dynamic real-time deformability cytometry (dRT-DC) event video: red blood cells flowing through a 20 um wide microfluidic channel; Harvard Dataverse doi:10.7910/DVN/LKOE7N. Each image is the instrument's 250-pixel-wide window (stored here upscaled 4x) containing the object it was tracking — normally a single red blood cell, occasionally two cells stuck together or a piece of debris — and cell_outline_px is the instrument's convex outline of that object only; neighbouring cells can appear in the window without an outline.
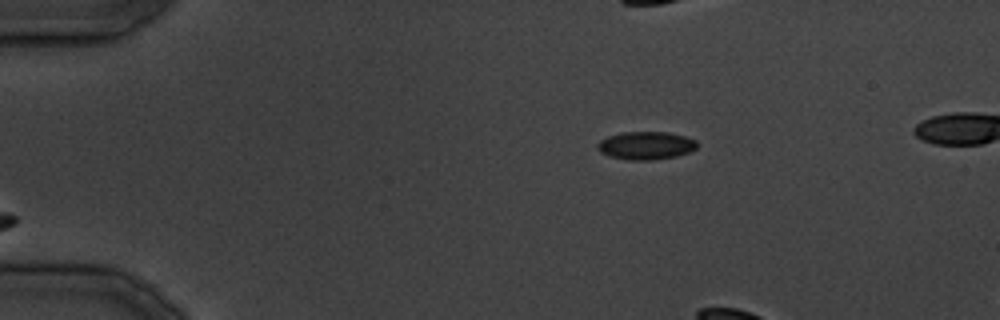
{"species": "common noctule bat (a hibernating species)", "species_latin": "Nyctalus noctula", "temperature_condition": "cold", "stored_images_in_passage": 5, "camera_frame_rate_fps": 3000, "um_per_image_px": 0.085, "animal": {"sex": "male", "body_mass_g": 19.5, "forearm_length_mm": 54.6}, "frame": {"image": 1, "passage_image": 1, "time_ms": 0.0, "image_size_px": [1000, 320], "cell_outline_px": [[696, 148], [688, 152], [676, 156], [652, 160], [628, 160], [608, 156], [600, 152], [596, 148], [596, 144], [600, 140], [608, 136], [620, 132], [668, 132], [684, 136], [696, 140]], "centroid_in_image_um": [54.85, 12.37], "position_along_channel_um": 30.2, "area_um2": 16.3}}